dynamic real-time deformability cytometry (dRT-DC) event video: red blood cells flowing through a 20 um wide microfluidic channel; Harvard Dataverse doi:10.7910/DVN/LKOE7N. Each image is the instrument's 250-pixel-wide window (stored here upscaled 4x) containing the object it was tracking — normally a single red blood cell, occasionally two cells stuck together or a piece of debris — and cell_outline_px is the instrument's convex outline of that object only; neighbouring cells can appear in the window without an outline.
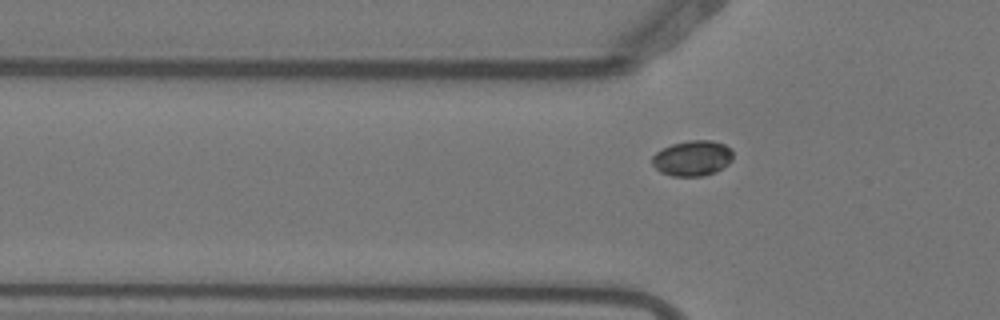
{"species": "Egyptian fruit bat (a non-hibernating species)", "species_latin": "Rousettus aegyptiacus", "temperature_condition": "warm", "stored_images_in_passage": 5, "camera_frame_rate_fps": 3000, "um_per_image_px": 0.085, "animal": {"sex": "female"}, "frame": {"image": 1, "passage_image": 5, "time_ms": 1.333, "image_size_px": [1000, 320], "cell_outline_px": [[732, 160], [728, 164], [716, 172], [704, 176], [672, 176], [660, 172], [652, 164], [652, 156], [656, 152], [672, 144], [688, 140], [712, 140], [724, 144], [732, 148]], "centroid_in_image_um": [58.87, 13.44], "position_along_channel_um": 66.9, "area_um2": 16.82}}